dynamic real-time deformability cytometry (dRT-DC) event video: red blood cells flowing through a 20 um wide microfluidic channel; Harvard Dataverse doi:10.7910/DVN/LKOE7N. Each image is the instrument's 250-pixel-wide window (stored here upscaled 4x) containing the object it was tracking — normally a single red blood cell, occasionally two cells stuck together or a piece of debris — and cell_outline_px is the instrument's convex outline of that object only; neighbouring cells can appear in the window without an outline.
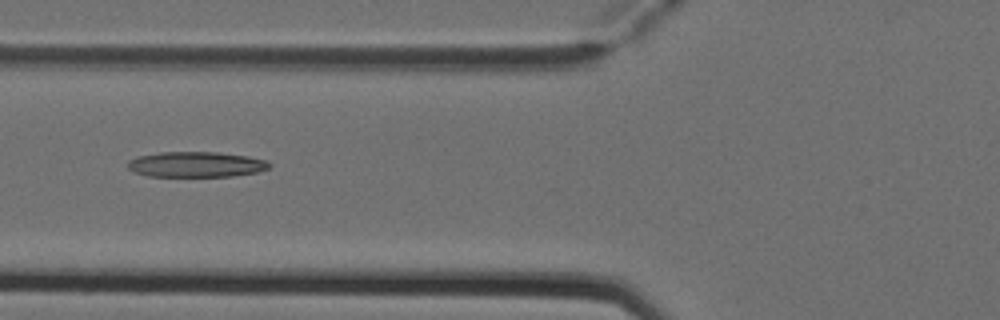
{"species": "Egyptian fruit bat (a non-hibernating species)", "species_latin": "Rousettus aegyptiacus", "temperature_condition": "cold", "stored_images_in_passage": 5, "camera_frame_rate_fps": 3000, "um_per_image_px": 0.085, "animal": {"sex": "female"}, "frame": {"image": 1, "passage_image": 5, "time_ms": 1.333, "image_size_px": [1000, 320], "cell_outline_px": [[272, 164], [268, 168], [256, 172], [232, 176], [148, 176], [132, 172], [128, 168], [128, 160], [136, 156], [160, 152], [216, 152], [248, 156], [268, 160]], "centroid_in_image_um": [16.64, 13.97], "position_along_channel_um": 109.2, "area_um2": 21.1}}